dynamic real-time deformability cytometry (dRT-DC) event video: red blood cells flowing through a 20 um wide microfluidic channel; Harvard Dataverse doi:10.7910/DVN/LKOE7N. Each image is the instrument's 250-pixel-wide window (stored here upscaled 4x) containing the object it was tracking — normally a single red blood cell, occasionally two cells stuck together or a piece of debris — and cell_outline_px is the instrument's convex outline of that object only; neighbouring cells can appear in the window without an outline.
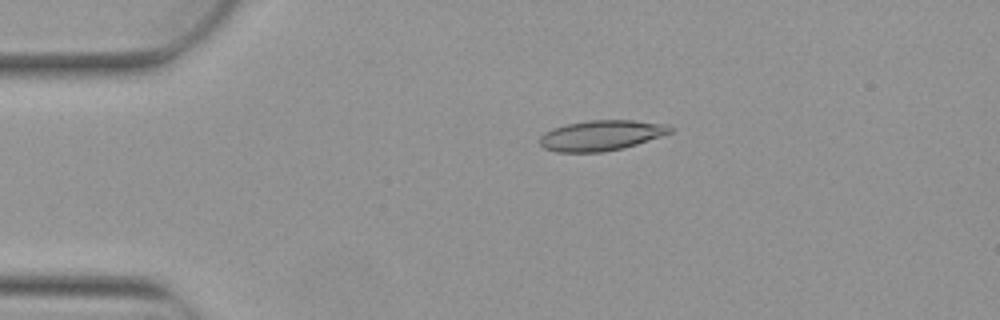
{"species": "Egyptian fruit bat (a non-hibernating species)", "species_latin": "Rousettus aegyptiacus", "temperature_condition": "warm", "stored_images_in_passage": 4, "camera_frame_rate_fps": 3000, "um_per_image_px": 0.085, "animal": {"sex": "female"}, "frame": {"image": 1, "passage_image": 3, "time_ms": 0.667, "image_size_px": [1000, 320], "cell_outline_px": [[676, 128], [672, 132], [624, 148], [604, 152], [556, 152], [544, 148], [540, 144], [540, 136], [544, 132], [552, 128], [568, 124], [588, 120], [632, 120], [668, 124]], "centroid_in_image_um": [51.12, 11.51], "position_along_channel_um": 33.9, "area_um2": 23.18}}